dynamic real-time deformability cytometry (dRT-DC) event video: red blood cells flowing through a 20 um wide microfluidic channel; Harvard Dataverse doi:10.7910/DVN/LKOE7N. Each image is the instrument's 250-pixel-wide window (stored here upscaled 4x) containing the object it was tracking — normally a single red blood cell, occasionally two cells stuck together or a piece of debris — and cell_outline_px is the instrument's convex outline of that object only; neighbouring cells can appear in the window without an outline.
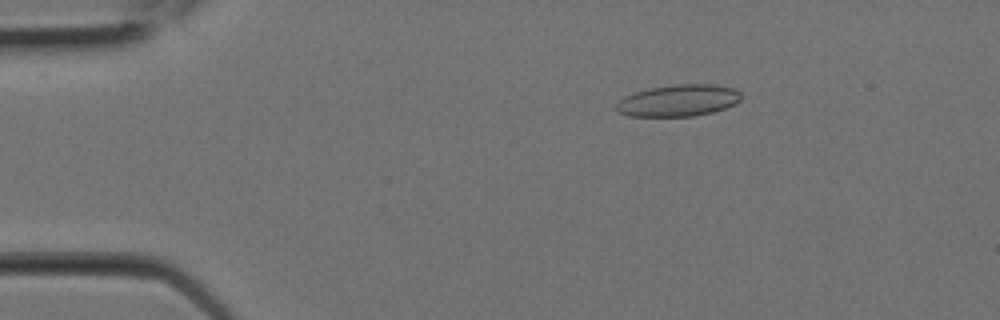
{"species": "Egyptian fruit bat (a non-hibernating species)", "species_latin": "Rousettus aegyptiacus", "temperature_condition": "room temperature", "stored_images_in_passage": 8, "camera_frame_rate_fps": 3000, "um_per_image_px": 0.085, "animal": {"sex": "female"}, "frame": {"image": 1, "passage_image": 4, "time_ms": 1.0, "image_size_px": [1000, 320], "cell_outline_px": [[740, 100], [736, 104], [712, 112], [692, 116], [628, 116], [616, 112], [616, 104], [624, 96], [648, 88], [672, 84], [712, 84], [732, 88], [740, 92]], "centroid_in_image_um": [57.63, 8.54], "position_along_channel_um": 27.4, "area_um2": 23.12}}
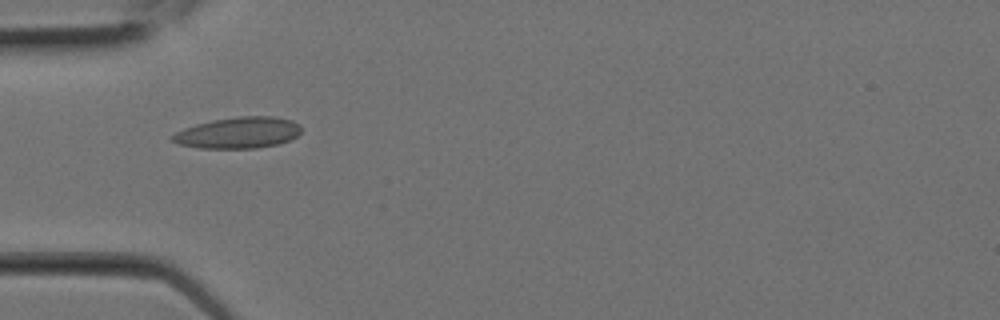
{"frame": {"image": 2, "passage_image": 7, "time_ms": 2.0, "image_size_px": [1000, 320], "cell_outline_px": [[300, 132], [296, 136], [288, 140], [276, 144], [256, 148], [200, 148], [180, 144], [172, 140], [172, 136], [176, 132], [184, 128], [196, 124], [212, 120], [240, 116], [276, 116], [292, 120], [300, 124]], "centroid_in_image_um": [20.27, 11.27], "position_along_channel_um": 64.7, "area_um2": 23.29}}
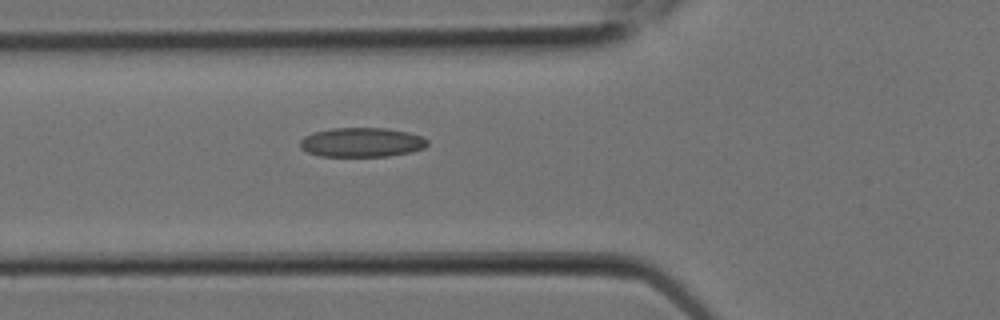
{"frame": {"image": 3, "passage_image": 8, "time_ms": 2.333, "image_size_px": [1000, 320], "cell_outline_px": [[428, 144], [424, 148], [412, 152], [388, 156], [320, 156], [308, 152], [300, 148], [300, 140], [304, 136], [312, 132], [332, 128], [384, 128], [408, 132], [424, 136], [428, 140]], "centroid_in_image_um": [30.76, 12.09], "position_along_channel_um": 95.0, "area_um2": 21.96}}